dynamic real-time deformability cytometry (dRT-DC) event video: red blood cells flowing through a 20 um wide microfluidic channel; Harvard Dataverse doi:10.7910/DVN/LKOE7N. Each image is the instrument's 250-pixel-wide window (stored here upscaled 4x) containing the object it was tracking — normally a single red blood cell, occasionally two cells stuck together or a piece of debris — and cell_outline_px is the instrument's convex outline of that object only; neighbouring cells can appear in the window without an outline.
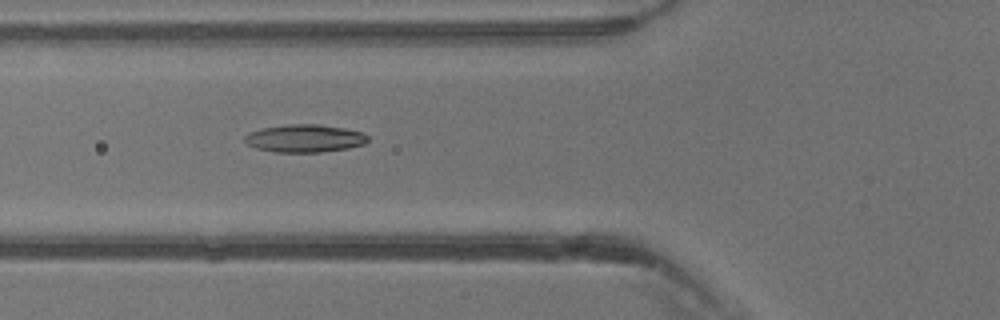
{"species": "common noctule bat (a hibernating species)", "species_latin": "Nyctalus noctula", "temperature_condition": "warm", "stored_images_in_passage": 38, "camera_frame_rate_fps": 3000, "um_per_image_px": 0.085, "animal": {"sex": "male", "body_mass_g": 13.3}, "frame": {"image": 1, "passage_image": 15, "time_ms": 4.667, "image_size_px": [1000, 320], "cell_outline_px": [[368, 140], [364, 144], [348, 148], [320, 152], [276, 152], [256, 148], [248, 144], [244, 140], [244, 136], [248, 132], [260, 128], [288, 124], [320, 124], [344, 128], [364, 132], [368, 136]], "centroid_in_image_um": [25.89, 11.75], "position_along_channel_um": 99.9, "area_um2": 20.06}}
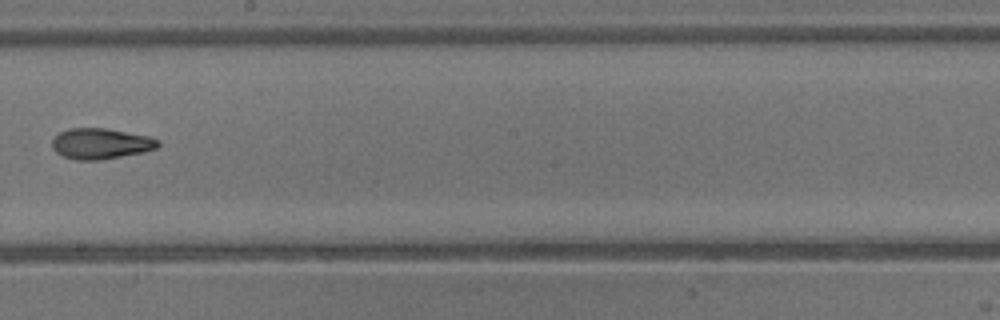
{"frame": {"image": 2, "passage_image": 23, "time_ms": 7.333, "image_size_px": [1000, 320], "cell_outline_px": [[160, 144], [156, 148], [144, 152], [100, 160], [76, 160], [64, 156], [56, 152], [52, 148], [52, 140], [60, 132], [68, 128], [104, 128], [148, 136], [160, 140]], "centroid_in_image_um": [8.56, 12.21], "position_along_channel_um": 239.6, "area_um2": 18.9}}
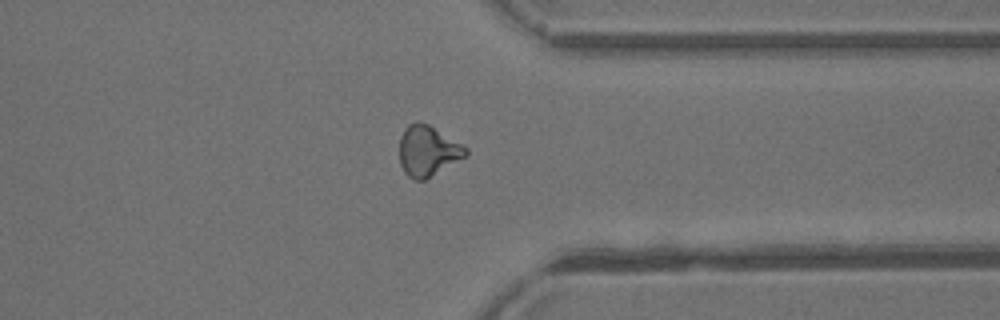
{"frame": {"image": 3, "passage_image": 31, "time_ms": 10.0, "image_size_px": [1000, 320], "cell_outline_px": [[468, 156], [424, 180], [412, 180], [404, 172], [400, 164], [400, 136], [404, 128], [408, 124], [420, 120], [428, 124], [464, 144], [468, 148]], "centroid_in_image_um": [36.38, 12.81], "position_along_channel_um": 375.0, "area_um2": 19.88}}